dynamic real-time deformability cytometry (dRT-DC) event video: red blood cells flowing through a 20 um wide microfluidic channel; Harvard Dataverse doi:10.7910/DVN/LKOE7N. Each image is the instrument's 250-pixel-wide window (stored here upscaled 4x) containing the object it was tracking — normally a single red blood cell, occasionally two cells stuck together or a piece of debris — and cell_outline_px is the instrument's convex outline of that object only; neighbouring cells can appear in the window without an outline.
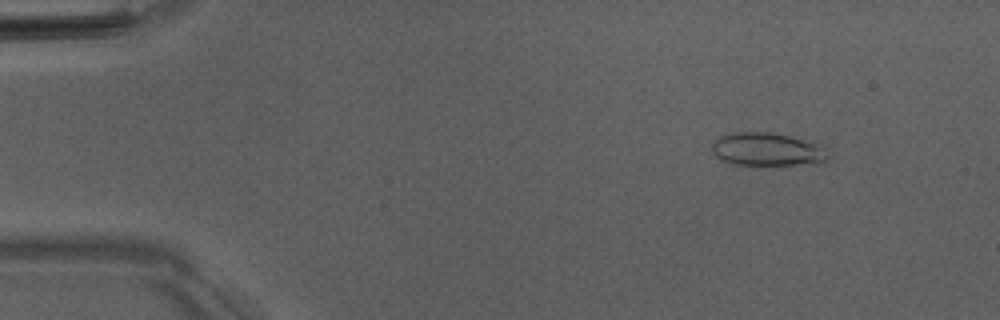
{"species": "Egyptian fruit bat (a non-hibernating species)", "species_latin": "Rousettus aegyptiacus", "temperature_condition": "room temperature", "stored_images_in_passage": 51, "camera_frame_rate_fps": 3000, "um_per_image_px": 0.085, "animal": {"sex": "male"}, "frame": {"image": 1, "passage_image": 6, "time_ms": 1.667, "image_size_px": [1000, 320], "cell_outline_px": [[832, 156], [824, 164], [732, 164], [720, 160], [712, 152], [712, 144], [720, 136], [736, 132], [768, 132], [828, 144]], "centroid_in_image_um": [65.38, 12.7], "position_along_channel_um": 19.6, "area_um2": 23.06}}
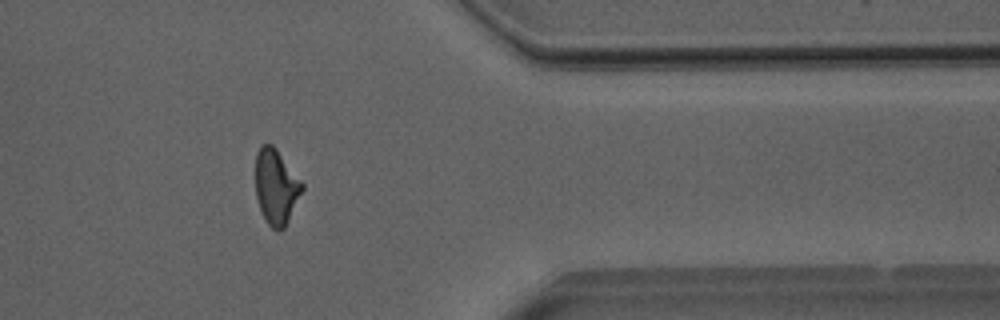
{"frame": {"image": 2, "passage_image": 42, "time_ms": 13.667, "image_size_px": [1000, 320], "cell_outline_px": [[304, 188], [284, 228], [280, 232], [272, 228], [268, 224], [260, 208], [256, 196], [256, 152], [260, 144], [272, 144], [276, 148], [304, 184]], "centroid_in_image_um": [23.47, 15.85], "position_along_channel_um": 387.9, "area_um2": 20.29}}
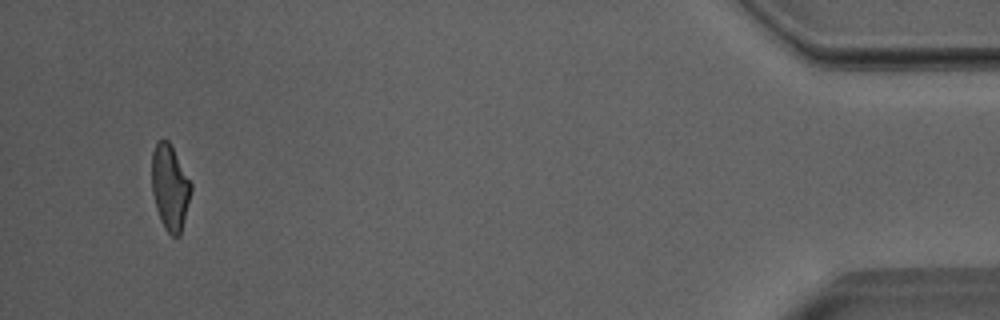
{"frame": {"image": 3, "passage_image": 49, "time_ms": 16.0, "image_size_px": [1000, 320], "cell_outline_px": [[192, 188], [180, 236], [172, 236], [164, 228], [160, 220], [156, 208], [152, 192], [152, 152], [156, 144], [160, 140], [168, 140], [192, 184]], "centroid_in_image_um": [14.44, 15.95], "position_along_channel_um": 420.8, "area_um2": 19.31}, "authors_computed_cell_mechanics": {"area_um2": 20.808, "velocity_mm_per_s": 4.0165, "shape_relaxation_time_tau1_ms": 7.1963, "shape_relaxation_time_tau2_ms": 1.6172, "deformation_change_tau1": 0.2185, "deformation_change_tau2": 0.094}}